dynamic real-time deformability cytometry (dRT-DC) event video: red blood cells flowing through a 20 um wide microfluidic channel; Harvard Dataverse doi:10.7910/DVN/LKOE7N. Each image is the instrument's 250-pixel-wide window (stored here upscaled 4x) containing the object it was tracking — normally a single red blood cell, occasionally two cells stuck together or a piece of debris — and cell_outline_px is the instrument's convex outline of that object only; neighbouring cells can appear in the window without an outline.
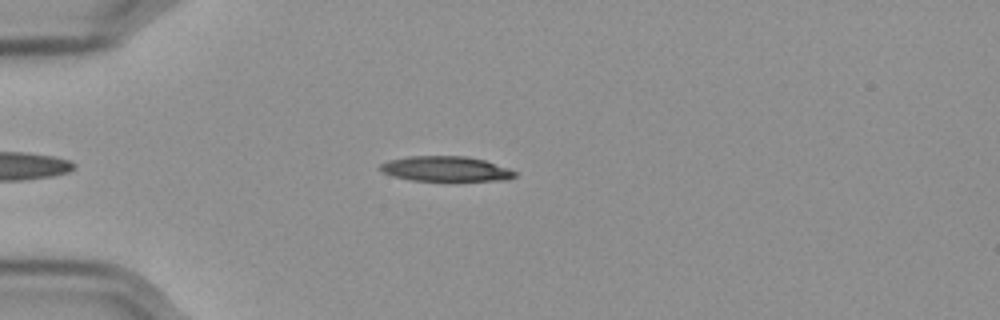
{"species": "Egyptian fruit bat (a non-hibernating species)", "species_latin": "Rousettus aegyptiacus", "temperature_condition": "cold", "stored_images_in_passage": 44, "camera_frame_rate_fps": 3000, "um_per_image_px": 0.085, "frame": {"image": 1, "passage_image": 7, "time_ms": 2.0, "image_size_px": [1000, 320], "cell_outline_px": [[516, 176], [508, 180], [408, 180], [392, 176], [380, 172], [376, 168], [380, 164], [388, 160], [408, 156], [464, 156], [484, 160], [508, 168], [516, 172]], "centroid_in_image_um": [37.81, 14.35], "position_along_channel_um": 47.2, "area_um2": 19.71}}
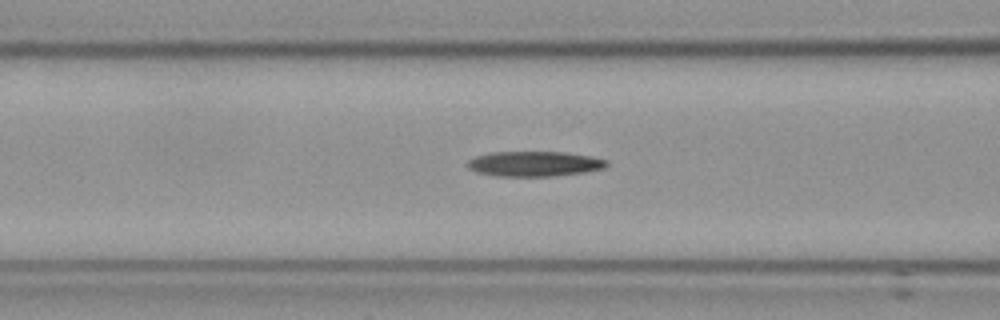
{"frame": {"image": 2, "passage_image": 15, "time_ms": 4.667, "image_size_px": [1000, 320], "cell_outline_px": [[608, 164], [604, 168], [580, 172], [552, 176], [496, 176], [476, 172], [468, 168], [464, 164], [468, 160], [476, 156], [492, 152], [560, 152], [588, 156], [608, 160]], "centroid_in_image_um": [45.34, 13.92], "position_along_channel_um": 121.3, "area_um2": 20.17}}
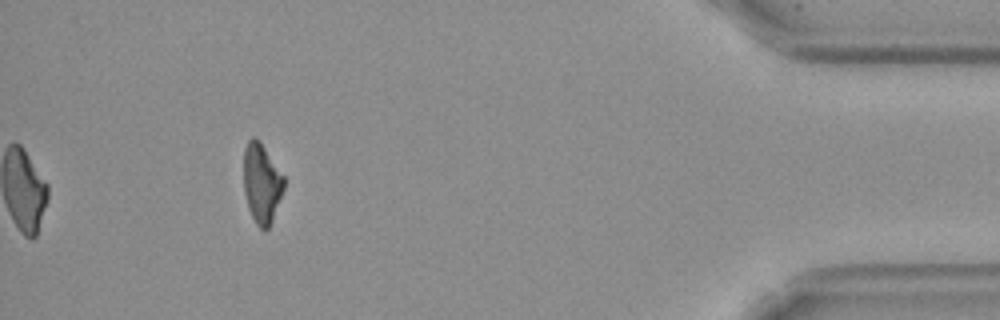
{"frame": {"image": 3, "passage_image": 44, "time_ms": 14.333, "image_size_px": [1000, 320], "cell_outline_px": [[284, 188], [272, 220], [268, 228], [264, 232], [256, 224], [248, 208], [244, 192], [244, 148], [248, 140], [252, 136], [256, 136], [260, 140], [284, 176]], "centroid_in_image_um": [22.23, 15.55], "position_along_channel_um": 413.0, "area_um2": 18.79}, "authors_computed_cell_mechanics": {"area_um2": 20.4034, "velocity_mm_per_s": 3.5793, "shape_relaxation_time_tau1_ms": null, "shape_relaxation_time_tau2_ms": 5.5075, "deformation_change_tau1": null, "deformation_change_tau2": 0.1713}}